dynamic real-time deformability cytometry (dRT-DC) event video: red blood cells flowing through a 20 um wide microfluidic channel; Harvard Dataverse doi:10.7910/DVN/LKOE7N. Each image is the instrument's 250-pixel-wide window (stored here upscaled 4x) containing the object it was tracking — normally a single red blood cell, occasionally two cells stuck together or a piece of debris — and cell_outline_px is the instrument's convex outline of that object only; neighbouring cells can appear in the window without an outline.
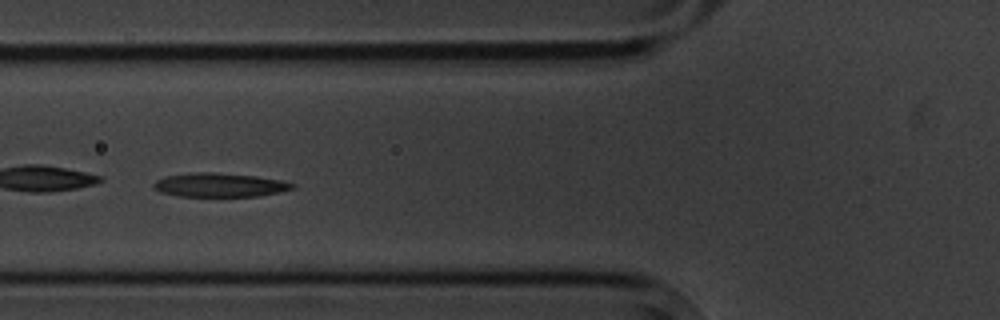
{"species": "common noctule bat (a hibernating species)", "species_latin": "Nyctalus noctula", "temperature_condition": "cold", "stored_images_in_passage": 6, "camera_frame_rate_fps": 3000, "um_per_image_px": 0.085, "animal": {"sex": "male", "body_mass_g": 20.1, "forearm_length_mm": 53.5}, "frame": {"image": 1, "passage_image": 5, "time_ms": 4.667, "image_size_px": [1000, 320], "cell_outline_px": [[296, 184], [292, 188], [280, 192], [256, 196], [180, 196], [160, 192], [152, 188], [152, 184], [156, 180], [164, 176], [192, 172], [212, 172], [256, 176], [280, 180]], "centroid_in_image_um": [18.6, 15.71], "position_along_channel_um": 107.2, "area_um2": 19.31}}